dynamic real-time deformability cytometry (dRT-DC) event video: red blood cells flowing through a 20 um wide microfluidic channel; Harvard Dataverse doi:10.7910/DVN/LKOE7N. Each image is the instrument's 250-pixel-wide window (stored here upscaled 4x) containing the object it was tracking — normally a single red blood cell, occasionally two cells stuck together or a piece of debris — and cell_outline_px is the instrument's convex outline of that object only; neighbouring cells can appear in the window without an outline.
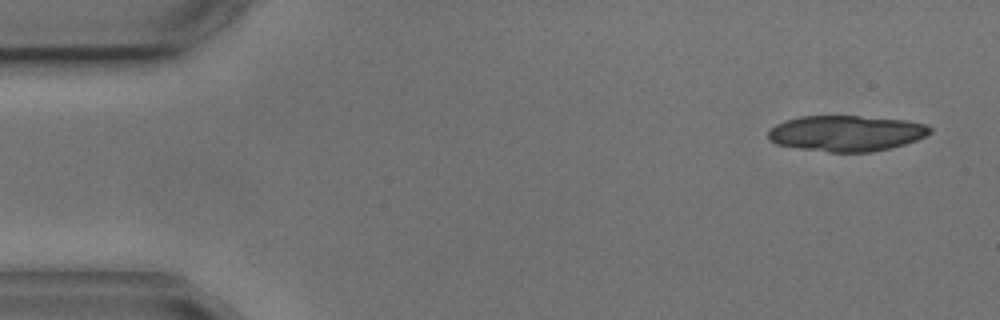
{"species": "common noctule bat (a hibernating species)", "species_latin": "Nyctalus noctula", "temperature_condition": "cold", "stored_images_in_passage": 4, "camera_frame_rate_fps": 3000, "um_per_image_px": 0.085, "animal": {"sex": "male", "body_mass_g": 17.9, "forearm_length_mm": 54.2}, "frame": {"image": 1, "passage_image": 1, "time_ms": 0.0, "image_size_px": [1000, 320], "cell_outline_px": [[932, 132], [916, 140], [904, 144], [872, 152], [828, 152], [800, 148], [776, 144], [768, 140], [768, 132], [776, 124], [784, 120], [800, 116], [860, 116], [908, 120], [924, 124], [932, 128]], "centroid_in_image_um": [71.92, 11.32], "position_along_channel_um": 13.1, "area_um2": 33.76}}
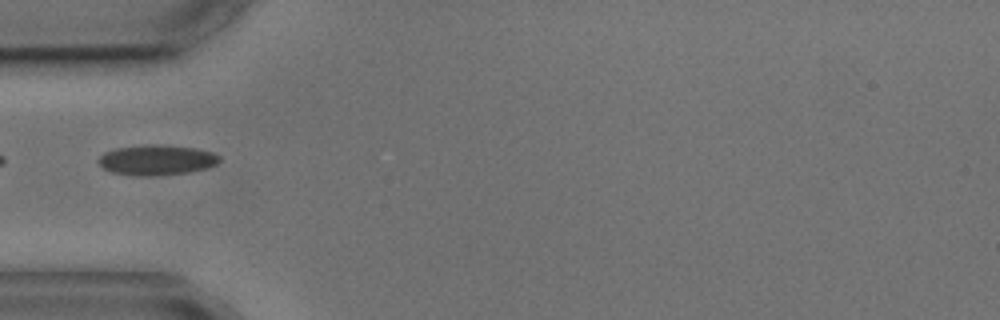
{"frame": {"image": 2, "passage_image": 4, "time_ms": 4.667, "image_size_px": [1000, 320], "cell_outline_px": [[220, 160], [216, 164], [204, 168], [188, 172], [148, 176], [132, 176], [112, 172], [104, 168], [96, 160], [104, 152], [116, 148], [144, 144], [160, 144], [196, 148], [212, 152], [220, 156]], "centroid_in_image_um": [13.28, 13.59], "position_along_channel_um": 71.7, "area_um2": 21.39}}